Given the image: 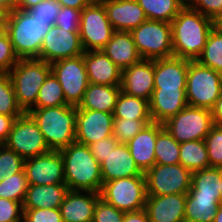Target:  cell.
Segmentation results:
<instances>
[{"instance_id":"obj_1","label":"cell","mask_w":222,"mask_h":222,"mask_svg":"<svg viewBox=\"0 0 222 222\" xmlns=\"http://www.w3.org/2000/svg\"><path fill=\"white\" fill-rule=\"evenodd\" d=\"M170 24L173 56L197 60L214 28V20L186 4Z\"/></svg>"},{"instance_id":"obj_2","label":"cell","mask_w":222,"mask_h":222,"mask_svg":"<svg viewBox=\"0 0 222 222\" xmlns=\"http://www.w3.org/2000/svg\"><path fill=\"white\" fill-rule=\"evenodd\" d=\"M59 151L64 162L65 184L69 190L99 193L103 184L101 166L90 147L75 141Z\"/></svg>"},{"instance_id":"obj_3","label":"cell","mask_w":222,"mask_h":222,"mask_svg":"<svg viewBox=\"0 0 222 222\" xmlns=\"http://www.w3.org/2000/svg\"><path fill=\"white\" fill-rule=\"evenodd\" d=\"M50 27L46 21L33 18L27 10L15 8L10 11L6 21V33L16 56L19 59H40L41 45Z\"/></svg>"},{"instance_id":"obj_4","label":"cell","mask_w":222,"mask_h":222,"mask_svg":"<svg viewBox=\"0 0 222 222\" xmlns=\"http://www.w3.org/2000/svg\"><path fill=\"white\" fill-rule=\"evenodd\" d=\"M28 114L37 123L50 150L59 151L75 142L76 106L32 108Z\"/></svg>"},{"instance_id":"obj_5","label":"cell","mask_w":222,"mask_h":222,"mask_svg":"<svg viewBox=\"0 0 222 222\" xmlns=\"http://www.w3.org/2000/svg\"><path fill=\"white\" fill-rule=\"evenodd\" d=\"M50 73V63L38 58L19 59L8 73L17 103L24 113L35 106L39 90Z\"/></svg>"},{"instance_id":"obj_6","label":"cell","mask_w":222,"mask_h":222,"mask_svg":"<svg viewBox=\"0 0 222 222\" xmlns=\"http://www.w3.org/2000/svg\"><path fill=\"white\" fill-rule=\"evenodd\" d=\"M222 94V74L197 60H189L186 77L187 105L212 109Z\"/></svg>"},{"instance_id":"obj_7","label":"cell","mask_w":222,"mask_h":222,"mask_svg":"<svg viewBox=\"0 0 222 222\" xmlns=\"http://www.w3.org/2000/svg\"><path fill=\"white\" fill-rule=\"evenodd\" d=\"M142 59L155 60L173 56L171 24L147 19L131 31Z\"/></svg>"},{"instance_id":"obj_8","label":"cell","mask_w":222,"mask_h":222,"mask_svg":"<svg viewBox=\"0 0 222 222\" xmlns=\"http://www.w3.org/2000/svg\"><path fill=\"white\" fill-rule=\"evenodd\" d=\"M99 194L121 211H139L144 209L147 199L146 178L134 176L104 182Z\"/></svg>"},{"instance_id":"obj_9","label":"cell","mask_w":222,"mask_h":222,"mask_svg":"<svg viewBox=\"0 0 222 222\" xmlns=\"http://www.w3.org/2000/svg\"><path fill=\"white\" fill-rule=\"evenodd\" d=\"M213 125L210 109L188 105L163 123L164 128L179 143L204 140Z\"/></svg>"},{"instance_id":"obj_10","label":"cell","mask_w":222,"mask_h":222,"mask_svg":"<svg viewBox=\"0 0 222 222\" xmlns=\"http://www.w3.org/2000/svg\"><path fill=\"white\" fill-rule=\"evenodd\" d=\"M147 196L187 194L191 188L192 172L180 163L155 164L145 173Z\"/></svg>"},{"instance_id":"obj_11","label":"cell","mask_w":222,"mask_h":222,"mask_svg":"<svg viewBox=\"0 0 222 222\" xmlns=\"http://www.w3.org/2000/svg\"><path fill=\"white\" fill-rule=\"evenodd\" d=\"M4 145L24 160L51 151L37 123L28 113L15 119Z\"/></svg>"},{"instance_id":"obj_12","label":"cell","mask_w":222,"mask_h":222,"mask_svg":"<svg viewBox=\"0 0 222 222\" xmlns=\"http://www.w3.org/2000/svg\"><path fill=\"white\" fill-rule=\"evenodd\" d=\"M50 65L51 72L62 86L66 103L79 106L89 85L83 55L61 59Z\"/></svg>"},{"instance_id":"obj_13","label":"cell","mask_w":222,"mask_h":222,"mask_svg":"<svg viewBox=\"0 0 222 222\" xmlns=\"http://www.w3.org/2000/svg\"><path fill=\"white\" fill-rule=\"evenodd\" d=\"M114 32L103 4H89L81 11L79 35L84 51L101 50Z\"/></svg>"},{"instance_id":"obj_14","label":"cell","mask_w":222,"mask_h":222,"mask_svg":"<svg viewBox=\"0 0 222 222\" xmlns=\"http://www.w3.org/2000/svg\"><path fill=\"white\" fill-rule=\"evenodd\" d=\"M83 53L79 32L53 25L43 39L40 59L51 64L61 59L83 55Z\"/></svg>"},{"instance_id":"obj_15","label":"cell","mask_w":222,"mask_h":222,"mask_svg":"<svg viewBox=\"0 0 222 222\" xmlns=\"http://www.w3.org/2000/svg\"><path fill=\"white\" fill-rule=\"evenodd\" d=\"M24 171L29 185L65 184L64 162L60 151L24 160Z\"/></svg>"},{"instance_id":"obj_16","label":"cell","mask_w":222,"mask_h":222,"mask_svg":"<svg viewBox=\"0 0 222 222\" xmlns=\"http://www.w3.org/2000/svg\"><path fill=\"white\" fill-rule=\"evenodd\" d=\"M114 116L97 110L77 109L75 141L89 146L112 136Z\"/></svg>"},{"instance_id":"obj_17","label":"cell","mask_w":222,"mask_h":222,"mask_svg":"<svg viewBox=\"0 0 222 222\" xmlns=\"http://www.w3.org/2000/svg\"><path fill=\"white\" fill-rule=\"evenodd\" d=\"M154 90V60L141 59L122 70L121 91L150 101Z\"/></svg>"},{"instance_id":"obj_18","label":"cell","mask_w":222,"mask_h":222,"mask_svg":"<svg viewBox=\"0 0 222 222\" xmlns=\"http://www.w3.org/2000/svg\"><path fill=\"white\" fill-rule=\"evenodd\" d=\"M103 6L115 31L131 32L147 20L137 0H106Z\"/></svg>"},{"instance_id":"obj_19","label":"cell","mask_w":222,"mask_h":222,"mask_svg":"<svg viewBox=\"0 0 222 222\" xmlns=\"http://www.w3.org/2000/svg\"><path fill=\"white\" fill-rule=\"evenodd\" d=\"M187 194L147 196L145 211L150 222H185Z\"/></svg>"},{"instance_id":"obj_20","label":"cell","mask_w":222,"mask_h":222,"mask_svg":"<svg viewBox=\"0 0 222 222\" xmlns=\"http://www.w3.org/2000/svg\"><path fill=\"white\" fill-rule=\"evenodd\" d=\"M163 128V124L152 121L127 143L135 164L143 173L156 164L155 142Z\"/></svg>"},{"instance_id":"obj_21","label":"cell","mask_w":222,"mask_h":222,"mask_svg":"<svg viewBox=\"0 0 222 222\" xmlns=\"http://www.w3.org/2000/svg\"><path fill=\"white\" fill-rule=\"evenodd\" d=\"M189 60L171 56L154 60V89L186 88Z\"/></svg>"},{"instance_id":"obj_22","label":"cell","mask_w":222,"mask_h":222,"mask_svg":"<svg viewBox=\"0 0 222 222\" xmlns=\"http://www.w3.org/2000/svg\"><path fill=\"white\" fill-rule=\"evenodd\" d=\"M100 166L103 183L120 178L145 176L135 164L127 144L118 143Z\"/></svg>"},{"instance_id":"obj_23","label":"cell","mask_w":222,"mask_h":222,"mask_svg":"<svg viewBox=\"0 0 222 222\" xmlns=\"http://www.w3.org/2000/svg\"><path fill=\"white\" fill-rule=\"evenodd\" d=\"M149 104L152 121L163 124L187 106L186 88L154 89Z\"/></svg>"},{"instance_id":"obj_24","label":"cell","mask_w":222,"mask_h":222,"mask_svg":"<svg viewBox=\"0 0 222 222\" xmlns=\"http://www.w3.org/2000/svg\"><path fill=\"white\" fill-rule=\"evenodd\" d=\"M88 81L91 84L121 85L122 70L102 51H84Z\"/></svg>"},{"instance_id":"obj_25","label":"cell","mask_w":222,"mask_h":222,"mask_svg":"<svg viewBox=\"0 0 222 222\" xmlns=\"http://www.w3.org/2000/svg\"><path fill=\"white\" fill-rule=\"evenodd\" d=\"M99 193L69 190L59 210L63 222H92Z\"/></svg>"},{"instance_id":"obj_26","label":"cell","mask_w":222,"mask_h":222,"mask_svg":"<svg viewBox=\"0 0 222 222\" xmlns=\"http://www.w3.org/2000/svg\"><path fill=\"white\" fill-rule=\"evenodd\" d=\"M101 50L121 70L142 59L137 52L131 32L115 31L111 40Z\"/></svg>"},{"instance_id":"obj_27","label":"cell","mask_w":222,"mask_h":222,"mask_svg":"<svg viewBox=\"0 0 222 222\" xmlns=\"http://www.w3.org/2000/svg\"><path fill=\"white\" fill-rule=\"evenodd\" d=\"M68 191L66 184L29 185L23 209L59 208Z\"/></svg>"},{"instance_id":"obj_28","label":"cell","mask_w":222,"mask_h":222,"mask_svg":"<svg viewBox=\"0 0 222 222\" xmlns=\"http://www.w3.org/2000/svg\"><path fill=\"white\" fill-rule=\"evenodd\" d=\"M121 85H103L89 83L82 102L77 109H89L113 113Z\"/></svg>"},{"instance_id":"obj_29","label":"cell","mask_w":222,"mask_h":222,"mask_svg":"<svg viewBox=\"0 0 222 222\" xmlns=\"http://www.w3.org/2000/svg\"><path fill=\"white\" fill-rule=\"evenodd\" d=\"M219 206V196L215 194L187 193L185 222H213Z\"/></svg>"},{"instance_id":"obj_30","label":"cell","mask_w":222,"mask_h":222,"mask_svg":"<svg viewBox=\"0 0 222 222\" xmlns=\"http://www.w3.org/2000/svg\"><path fill=\"white\" fill-rule=\"evenodd\" d=\"M113 116L128 120H152L148 100L128 95L122 91L118 96Z\"/></svg>"},{"instance_id":"obj_31","label":"cell","mask_w":222,"mask_h":222,"mask_svg":"<svg viewBox=\"0 0 222 222\" xmlns=\"http://www.w3.org/2000/svg\"><path fill=\"white\" fill-rule=\"evenodd\" d=\"M179 163L192 173L209 168V158L204 140L180 143Z\"/></svg>"},{"instance_id":"obj_32","label":"cell","mask_w":222,"mask_h":222,"mask_svg":"<svg viewBox=\"0 0 222 222\" xmlns=\"http://www.w3.org/2000/svg\"><path fill=\"white\" fill-rule=\"evenodd\" d=\"M149 20L171 23L186 5L183 0H137Z\"/></svg>"},{"instance_id":"obj_33","label":"cell","mask_w":222,"mask_h":222,"mask_svg":"<svg viewBox=\"0 0 222 222\" xmlns=\"http://www.w3.org/2000/svg\"><path fill=\"white\" fill-rule=\"evenodd\" d=\"M154 151L156 164H179L180 143L165 128L157 134Z\"/></svg>"},{"instance_id":"obj_34","label":"cell","mask_w":222,"mask_h":222,"mask_svg":"<svg viewBox=\"0 0 222 222\" xmlns=\"http://www.w3.org/2000/svg\"><path fill=\"white\" fill-rule=\"evenodd\" d=\"M221 168L209 167L192 173L191 188L188 193H207L219 196Z\"/></svg>"},{"instance_id":"obj_35","label":"cell","mask_w":222,"mask_h":222,"mask_svg":"<svg viewBox=\"0 0 222 222\" xmlns=\"http://www.w3.org/2000/svg\"><path fill=\"white\" fill-rule=\"evenodd\" d=\"M61 105L69 104L65 101L62 86L51 72L42 84L33 108L57 107Z\"/></svg>"},{"instance_id":"obj_36","label":"cell","mask_w":222,"mask_h":222,"mask_svg":"<svg viewBox=\"0 0 222 222\" xmlns=\"http://www.w3.org/2000/svg\"><path fill=\"white\" fill-rule=\"evenodd\" d=\"M197 61L222 74V34L217 29L213 28L210 32Z\"/></svg>"},{"instance_id":"obj_37","label":"cell","mask_w":222,"mask_h":222,"mask_svg":"<svg viewBox=\"0 0 222 222\" xmlns=\"http://www.w3.org/2000/svg\"><path fill=\"white\" fill-rule=\"evenodd\" d=\"M0 114L7 116L24 114L17 103L15 90L8 73H0Z\"/></svg>"},{"instance_id":"obj_38","label":"cell","mask_w":222,"mask_h":222,"mask_svg":"<svg viewBox=\"0 0 222 222\" xmlns=\"http://www.w3.org/2000/svg\"><path fill=\"white\" fill-rule=\"evenodd\" d=\"M29 183L24 169L0 182V198L17 201L23 204Z\"/></svg>"},{"instance_id":"obj_39","label":"cell","mask_w":222,"mask_h":222,"mask_svg":"<svg viewBox=\"0 0 222 222\" xmlns=\"http://www.w3.org/2000/svg\"><path fill=\"white\" fill-rule=\"evenodd\" d=\"M151 122L152 120L114 118L112 135L116 138L118 143L127 144L145 125Z\"/></svg>"},{"instance_id":"obj_40","label":"cell","mask_w":222,"mask_h":222,"mask_svg":"<svg viewBox=\"0 0 222 222\" xmlns=\"http://www.w3.org/2000/svg\"><path fill=\"white\" fill-rule=\"evenodd\" d=\"M24 169V159L14 150L0 145V182Z\"/></svg>"},{"instance_id":"obj_41","label":"cell","mask_w":222,"mask_h":222,"mask_svg":"<svg viewBox=\"0 0 222 222\" xmlns=\"http://www.w3.org/2000/svg\"><path fill=\"white\" fill-rule=\"evenodd\" d=\"M204 141L210 167L222 168V125L214 124Z\"/></svg>"},{"instance_id":"obj_42","label":"cell","mask_w":222,"mask_h":222,"mask_svg":"<svg viewBox=\"0 0 222 222\" xmlns=\"http://www.w3.org/2000/svg\"><path fill=\"white\" fill-rule=\"evenodd\" d=\"M60 8L61 5L56 0H43L27 11L33 18L46 21L47 25L53 26L55 25Z\"/></svg>"},{"instance_id":"obj_43","label":"cell","mask_w":222,"mask_h":222,"mask_svg":"<svg viewBox=\"0 0 222 222\" xmlns=\"http://www.w3.org/2000/svg\"><path fill=\"white\" fill-rule=\"evenodd\" d=\"M125 212L99 197L96 201L92 222H123Z\"/></svg>"},{"instance_id":"obj_44","label":"cell","mask_w":222,"mask_h":222,"mask_svg":"<svg viewBox=\"0 0 222 222\" xmlns=\"http://www.w3.org/2000/svg\"><path fill=\"white\" fill-rule=\"evenodd\" d=\"M19 58L16 56L10 37L5 33L0 38V73H9Z\"/></svg>"},{"instance_id":"obj_45","label":"cell","mask_w":222,"mask_h":222,"mask_svg":"<svg viewBox=\"0 0 222 222\" xmlns=\"http://www.w3.org/2000/svg\"><path fill=\"white\" fill-rule=\"evenodd\" d=\"M23 222H63L59 208L23 209Z\"/></svg>"},{"instance_id":"obj_46","label":"cell","mask_w":222,"mask_h":222,"mask_svg":"<svg viewBox=\"0 0 222 222\" xmlns=\"http://www.w3.org/2000/svg\"><path fill=\"white\" fill-rule=\"evenodd\" d=\"M23 204L0 198V222H23Z\"/></svg>"},{"instance_id":"obj_47","label":"cell","mask_w":222,"mask_h":222,"mask_svg":"<svg viewBox=\"0 0 222 222\" xmlns=\"http://www.w3.org/2000/svg\"><path fill=\"white\" fill-rule=\"evenodd\" d=\"M81 11L82 10L75 8L61 6L55 25L63 29H71L73 32H79Z\"/></svg>"},{"instance_id":"obj_48","label":"cell","mask_w":222,"mask_h":222,"mask_svg":"<svg viewBox=\"0 0 222 222\" xmlns=\"http://www.w3.org/2000/svg\"><path fill=\"white\" fill-rule=\"evenodd\" d=\"M186 4L213 20L222 13V0H188Z\"/></svg>"},{"instance_id":"obj_49","label":"cell","mask_w":222,"mask_h":222,"mask_svg":"<svg viewBox=\"0 0 222 222\" xmlns=\"http://www.w3.org/2000/svg\"><path fill=\"white\" fill-rule=\"evenodd\" d=\"M118 144L116 138L112 135L101 139L100 141L93 142L89 145L92 155L101 164L105 157L112 152L114 147Z\"/></svg>"},{"instance_id":"obj_50","label":"cell","mask_w":222,"mask_h":222,"mask_svg":"<svg viewBox=\"0 0 222 222\" xmlns=\"http://www.w3.org/2000/svg\"><path fill=\"white\" fill-rule=\"evenodd\" d=\"M18 117L20 116H7L0 114V145L6 142L13 123Z\"/></svg>"},{"instance_id":"obj_51","label":"cell","mask_w":222,"mask_h":222,"mask_svg":"<svg viewBox=\"0 0 222 222\" xmlns=\"http://www.w3.org/2000/svg\"><path fill=\"white\" fill-rule=\"evenodd\" d=\"M123 222H150L145 209L125 212Z\"/></svg>"},{"instance_id":"obj_52","label":"cell","mask_w":222,"mask_h":222,"mask_svg":"<svg viewBox=\"0 0 222 222\" xmlns=\"http://www.w3.org/2000/svg\"><path fill=\"white\" fill-rule=\"evenodd\" d=\"M214 124L222 125V94L211 109Z\"/></svg>"},{"instance_id":"obj_53","label":"cell","mask_w":222,"mask_h":222,"mask_svg":"<svg viewBox=\"0 0 222 222\" xmlns=\"http://www.w3.org/2000/svg\"><path fill=\"white\" fill-rule=\"evenodd\" d=\"M63 7L75 8L77 10H83L89 4L86 0H56Z\"/></svg>"},{"instance_id":"obj_54","label":"cell","mask_w":222,"mask_h":222,"mask_svg":"<svg viewBox=\"0 0 222 222\" xmlns=\"http://www.w3.org/2000/svg\"><path fill=\"white\" fill-rule=\"evenodd\" d=\"M43 0H17V9L29 10Z\"/></svg>"},{"instance_id":"obj_55","label":"cell","mask_w":222,"mask_h":222,"mask_svg":"<svg viewBox=\"0 0 222 222\" xmlns=\"http://www.w3.org/2000/svg\"><path fill=\"white\" fill-rule=\"evenodd\" d=\"M17 6V0H0V10L10 12Z\"/></svg>"},{"instance_id":"obj_56","label":"cell","mask_w":222,"mask_h":222,"mask_svg":"<svg viewBox=\"0 0 222 222\" xmlns=\"http://www.w3.org/2000/svg\"><path fill=\"white\" fill-rule=\"evenodd\" d=\"M8 12L0 10V31H6V21Z\"/></svg>"},{"instance_id":"obj_57","label":"cell","mask_w":222,"mask_h":222,"mask_svg":"<svg viewBox=\"0 0 222 222\" xmlns=\"http://www.w3.org/2000/svg\"><path fill=\"white\" fill-rule=\"evenodd\" d=\"M214 28L222 34V13L214 19Z\"/></svg>"},{"instance_id":"obj_58","label":"cell","mask_w":222,"mask_h":222,"mask_svg":"<svg viewBox=\"0 0 222 222\" xmlns=\"http://www.w3.org/2000/svg\"><path fill=\"white\" fill-rule=\"evenodd\" d=\"M213 222H222V205L219 206Z\"/></svg>"},{"instance_id":"obj_59","label":"cell","mask_w":222,"mask_h":222,"mask_svg":"<svg viewBox=\"0 0 222 222\" xmlns=\"http://www.w3.org/2000/svg\"><path fill=\"white\" fill-rule=\"evenodd\" d=\"M219 183H220L219 200H220V205H222V168H221V174H220V178H219Z\"/></svg>"},{"instance_id":"obj_60","label":"cell","mask_w":222,"mask_h":222,"mask_svg":"<svg viewBox=\"0 0 222 222\" xmlns=\"http://www.w3.org/2000/svg\"><path fill=\"white\" fill-rule=\"evenodd\" d=\"M88 4H103L106 0H86Z\"/></svg>"},{"instance_id":"obj_61","label":"cell","mask_w":222,"mask_h":222,"mask_svg":"<svg viewBox=\"0 0 222 222\" xmlns=\"http://www.w3.org/2000/svg\"><path fill=\"white\" fill-rule=\"evenodd\" d=\"M6 33V31H0V38Z\"/></svg>"}]
</instances>
